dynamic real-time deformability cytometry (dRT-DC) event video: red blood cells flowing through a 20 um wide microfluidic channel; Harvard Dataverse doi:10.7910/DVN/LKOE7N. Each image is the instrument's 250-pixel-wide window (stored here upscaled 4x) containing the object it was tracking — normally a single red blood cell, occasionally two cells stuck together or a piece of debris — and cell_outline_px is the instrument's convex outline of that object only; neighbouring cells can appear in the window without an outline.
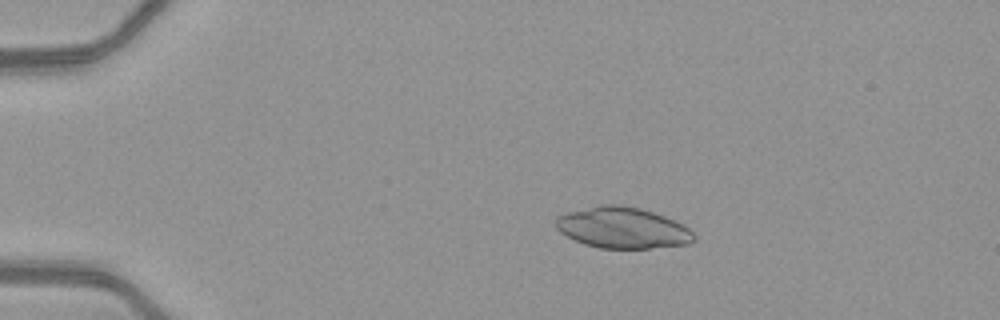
{"species": "common noctule bat (a hibernating species)", "species_latin": "Nyctalus noctula", "temperature_condition": "warm", "stored_images_in_passage": 50, "camera_frame_rate_fps": 3000, "um_per_image_px": 0.085, "animal": {"sex": "female", "body_mass_g": 21.9}, "frame": {"image": 1, "passage_image": 10, "time_ms": 3.0, "image_size_px": [1000, 320], "cell_outline_px": [[696, 240], [688, 244], [648, 248], [600, 248], [584, 244], [560, 232], [556, 228], [556, 220], [560, 216], [568, 212], [600, 204], [620, 204], [640, 208], [664, 216], [684, 224], [696, 236]], "centroid_in_image_um": [52.95, 19.36], "position_along_channel_um": 32.1, "area_um2": 32.95}}